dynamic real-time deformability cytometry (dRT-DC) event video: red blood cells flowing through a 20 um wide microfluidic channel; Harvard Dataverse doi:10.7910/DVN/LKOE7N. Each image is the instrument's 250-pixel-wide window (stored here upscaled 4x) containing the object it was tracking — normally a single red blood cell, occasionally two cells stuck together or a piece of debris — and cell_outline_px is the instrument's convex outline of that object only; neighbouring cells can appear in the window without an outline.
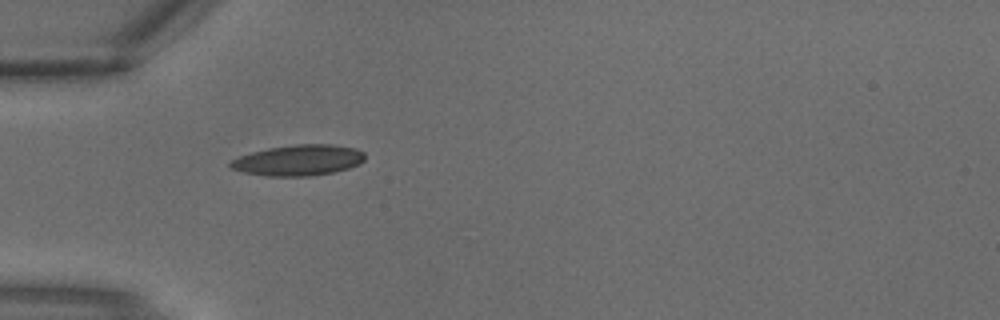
{"species": "common noctule bat (a hibernating species)", "species_latin": "Nyctalus noctula", "temperature_condition": "warm", "stored_images_in_passage": 3, "camera_frame_rate_fps": 3000, "um_per_image_px": 0.085, "animal": {"sex": "male", "body_mass_g": 18.8}, "frame": {"image": 1, "passage_image": 3, "time_ms": 0.667, "image_size_px": [1000, 320], "cell_outline_px": [[364, 160], [360, 164], [348, 168], [332, 172], [308, 176], [264, 176], [244, 172], [232, 168], [228, 164], [232, 160], [240, 156], [252, 152], [268, 148], [296, 144], [332, 144], [356, 148], [364, 152]], "centroid_in_image_um": [25.39, 13.61], "position_along_channel_um": 59.6, "area_um2": 24.04}}